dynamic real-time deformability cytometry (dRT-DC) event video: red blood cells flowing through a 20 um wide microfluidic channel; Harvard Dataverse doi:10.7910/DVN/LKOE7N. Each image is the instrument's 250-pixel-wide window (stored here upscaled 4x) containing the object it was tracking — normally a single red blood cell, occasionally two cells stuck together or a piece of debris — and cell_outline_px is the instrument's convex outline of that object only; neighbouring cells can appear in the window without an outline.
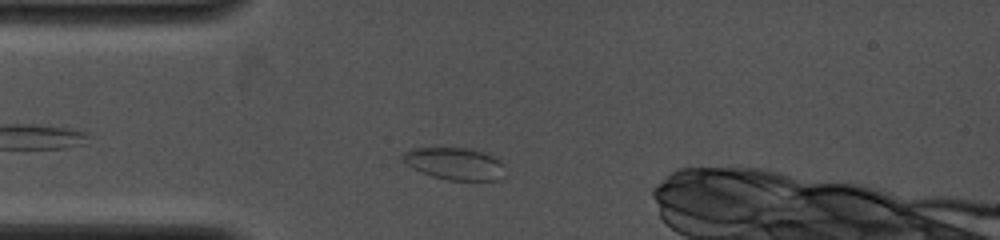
{"species": "common noctule bat (a hibernating species)", "species_latin": "Nyctalus noctula", "temperature_condition": "cold", "stored_images_in_passage": 7, "camera_frame_rate_fps": 4000, "um_per_image_px": 0.085, "animal": {"sex": "female", "body_mass_g": 19.0, "forearm_length_mm": 53.3}, "frame": {"image": 1, "passage_image": 3, "time_ms": 1.0, "image_size_px": [1000, 240], "cell_outline_px": [[504, 164], [500, 180], [448, 180], [432, 176], [412, 168], [400, 160], [400, 156], [404, 152], [412, 148], [468, 148], [484, 152], [500, 160]], "centroid_in_image_um": [38.61, 13.9], "position_along_channel_um": 46.4, "area_um2": 19.19}}
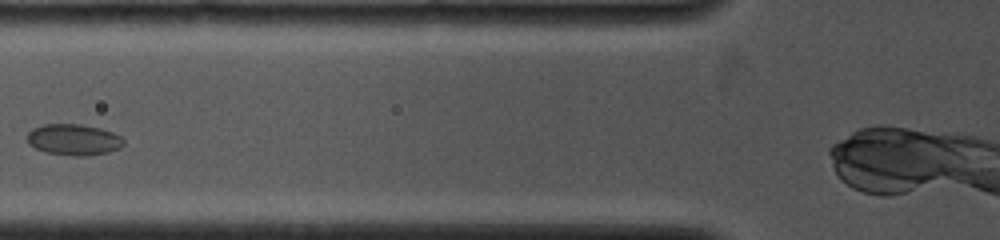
{"frame": {"image": 2, "passage_image": 6, "time_ms": 3.0, "image_size_px": [1000, 240], "cell_outline_px": [[124, 144], [120, 148], [108, 152], [88, 156], [72, 156], [44, 152], [28, 144], [28, 132], [32, 128], [44, 124], [80, 124], [100, 128], [112, 132], [120, 136], [124, 140]], "centroid_in_image_um": [6.26, 11.88], "position_along_channel_um": 119.5, "area_um2": 17.63}}
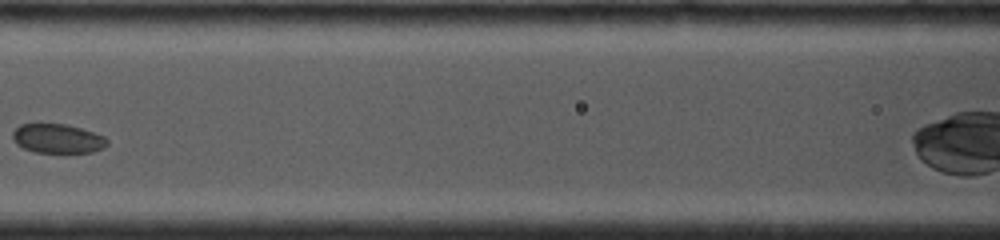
{"frame": {"image": 3, "passage_image": 7, "time_ms": 4.0, "image_size_px": [1000, 240], "cell_outline_px": [[108, 144], [104, 148], [92, 152], [32, 152], [16, 144], [12, 136], [12, 132], [20, 124], [40, 120], [64, 124], [80, 128], [104, 136], [108, 140]], "centroid_in_image_um": [4.84, 11.73], "position_along_channel_um": 161.8, "area_um2": 16.65}}